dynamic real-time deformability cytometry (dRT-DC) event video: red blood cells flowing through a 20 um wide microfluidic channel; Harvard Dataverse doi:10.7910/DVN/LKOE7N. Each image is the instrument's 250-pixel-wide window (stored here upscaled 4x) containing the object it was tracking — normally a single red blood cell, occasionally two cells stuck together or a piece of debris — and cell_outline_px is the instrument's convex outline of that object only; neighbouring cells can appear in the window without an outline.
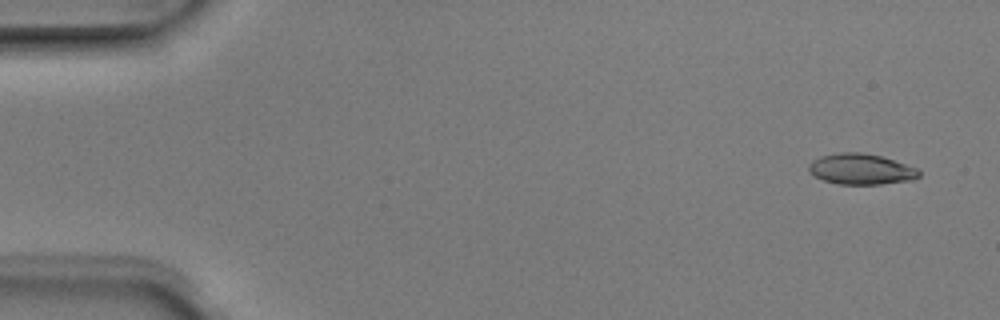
{"species": "Egyptian fruit bat (a non-hibernating species)", "species_latin": "Rousettus aegyptiacus", "temperature_condition": "room temperature", "stored_images_in_passage": 5, "camera_frame_rate_fps": 3000, "um_per_image_px": 0.085, "animal": {"sex": "male"}, "frame": {"image": 1, "passage_image": 1, "time_ms": 0.0, "image_size_px": [1000, 320], "cell_outline_px": [[920, 176], [912, 180], [880, 184], [840, 184], [824, 180], [816, 176], [808, 168], [808, 164], [812, 160], [820, 156], [840, 152], [860, 152], [880, 156], [916, 168], [920, 172]], "centroid_in_image_um": [73.17, 14.37], "position_along_channel_um": 11.8, "area_um2": 19.48}}
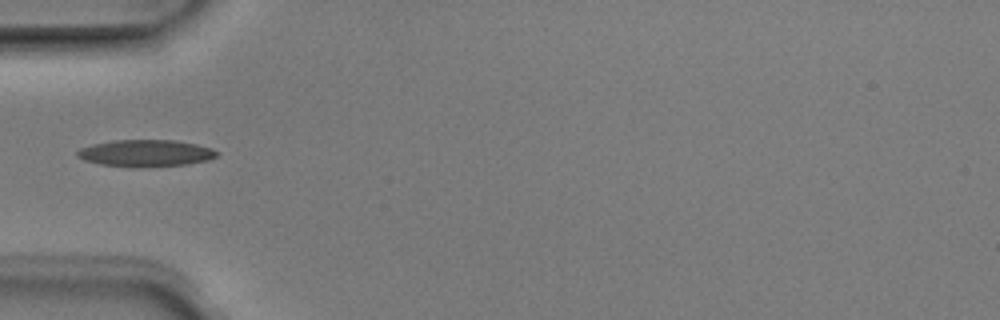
{"frame": {"image": 2, "passage_image": 4, "time_ms": 1.0, "image_size_px": [1000, 320], "cell_outline_px": [[220, 152], [216, 156], [208, 160], [188, 164], [140, 168], [132, 168], [100, 164], [84, 160], [76, 156], [76, 152], [80, 148], [92, 144], [116, 140], [176, 140], [196, 144], [212, 148]], "centroid_in_image_um": [12.38, 13.03], "position_along_channel_um": 72.6, "area_um2": 22.14}}
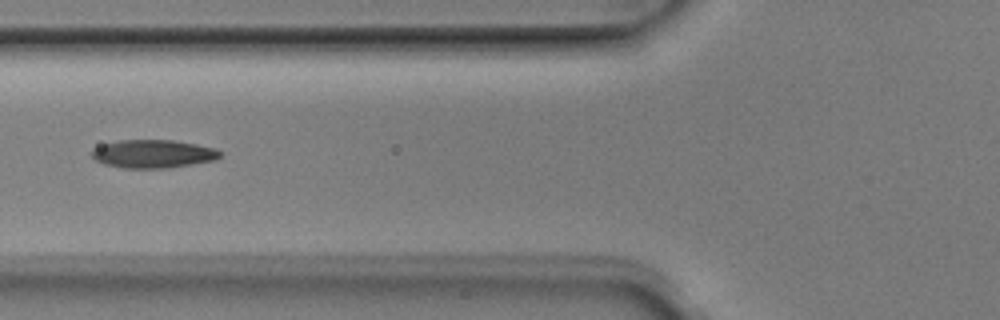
{"frame": {"image": 3, "passage_image": 5, "time_ms": 1.333, "image_size_px": [1000, 320], "cell_outline_px": [[220, 156], [216, 160], [168, 168], [124, 168], [104, 164], [96, 160], [92, 156], [92, 148], [104, 144], [120, 140], [176, 140], [216, 148], [220, 152]], "centroid_in_image_um": [13.02, 13.07], "position_along_channel_um": 112.8, "area_um2": 21.1}}